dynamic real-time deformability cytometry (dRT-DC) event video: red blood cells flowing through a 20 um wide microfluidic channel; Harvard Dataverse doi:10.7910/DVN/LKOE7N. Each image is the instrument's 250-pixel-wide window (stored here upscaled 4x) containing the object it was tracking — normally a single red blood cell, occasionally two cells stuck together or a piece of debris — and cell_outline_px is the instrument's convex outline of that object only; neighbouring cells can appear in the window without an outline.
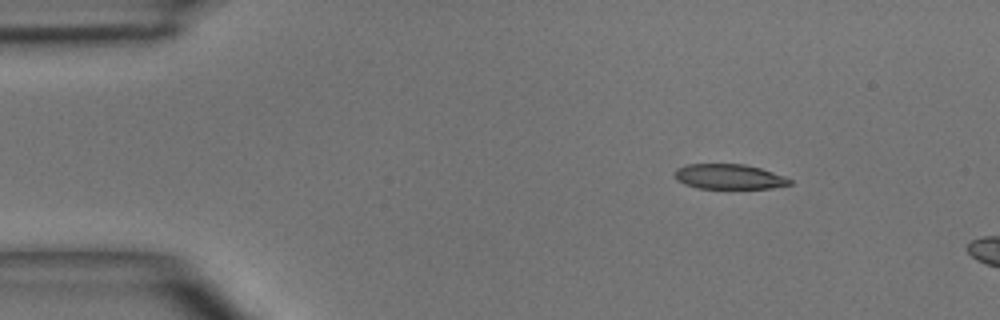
{"species": "common noctule bat (a hibernating species)", "species_latin": "Nyctalus noctula", "temperature_condition": "room temperature", "stored_images_in_passage": 3, "camera_frame_rate_fps": 3000, "um_per_image_px": 0.085, "animal": {"sex": "male", "body_mass_g": 15.6}, "frame": {"image": 1, "passage_image": 1, "time_ms": 0.0, "image_size_px": [1000, 320], "cell_outline_px": [[792, 184], [772, 188], [700, 188], [684, 184], [676, 180], [676, 168], [688, 164], [744, 164], [760, 168], [784, 176], [792, 180]], "centroid_in_image_um": [61.98, 15.01], "position_along_channel_um": 23.0, "area_um2": 16.65}}